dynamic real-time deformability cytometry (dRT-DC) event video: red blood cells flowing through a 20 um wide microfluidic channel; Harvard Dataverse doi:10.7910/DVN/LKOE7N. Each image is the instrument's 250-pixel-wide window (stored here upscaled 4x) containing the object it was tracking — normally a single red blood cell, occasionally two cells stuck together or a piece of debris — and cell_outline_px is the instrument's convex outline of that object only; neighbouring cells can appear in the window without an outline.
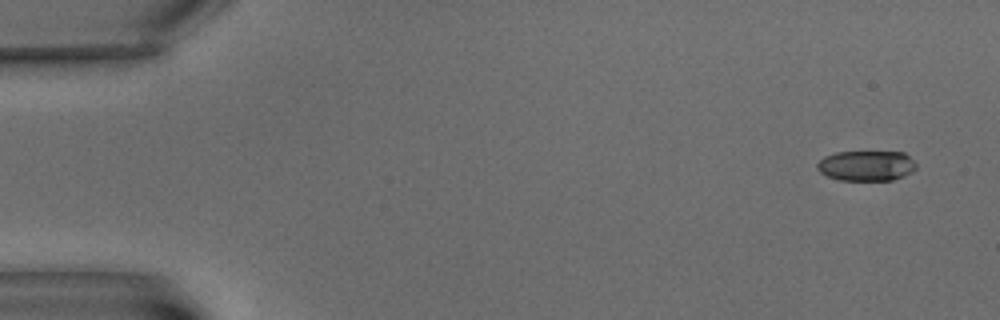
{"species": "common noctule bat (a hibernating species)", "species_latin": "Nyctalus noctula", "temperature_condition": "warm", "stored_images_in_passage": 11, "camera_frame_rate_fps": 3000, "um_per_image_px": 0.085, "animal": {"sex": "male", "body_mass_g": 15.6}, "frame": {"image": 1, "passage_image": 1, "time_ms": 0.0, "image_size_px": [1000, 320], "cell_outline_px": [[916, 168], [912, 172], [904, 176], [892, 180], [840, 180], [828, 176], [820, 172], [816, 168], [816, 164], [824, 156], [836, 152], [904, 152], [916, 164]], "centroid_in_image_um": [73.63, 14.08], "position_along_channel_um": 11.4, "area_um2": 17.46}}
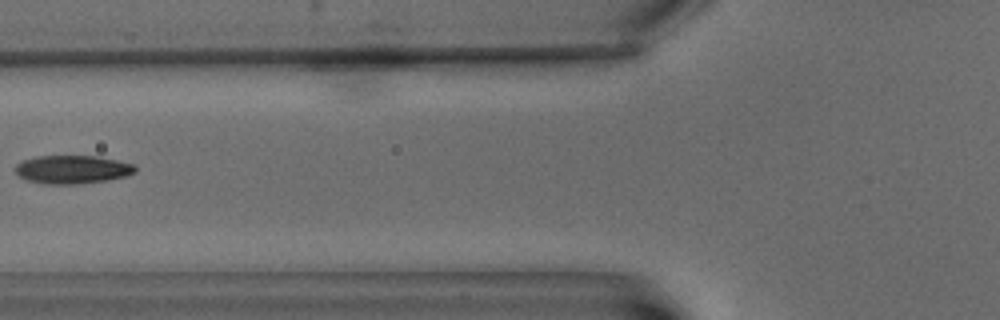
{"frame": {"image": 2, "passage_image": 7, "time_ms": 8.0, "image_size_px": [1000, 320], "cell_outline_px": [[136, 172], [124, 176], [108, 180], [76, 184], [44, 184], [28, 180], [20, 176], [16, 172], [16, 164], [24, 160], [36, 156], [96, 156], [136, 164]], "centroid_in_image_um": [6.17, 14.4], "position_along_channel_um": 119.6, "area_um2": 19.71}}
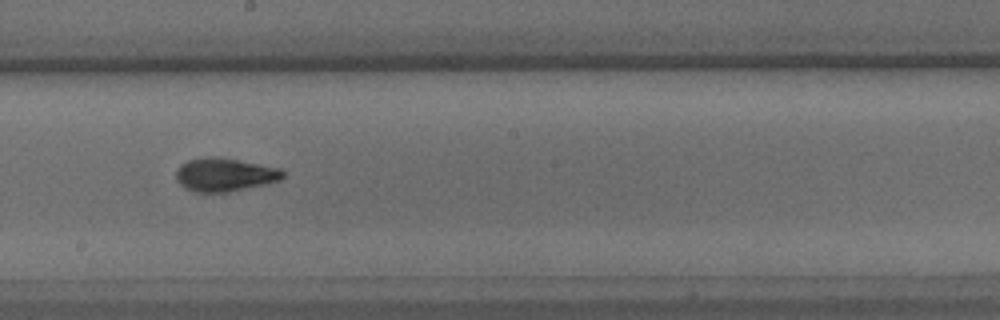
{"frame": {"image": 3, "passage_image": 10, "time_ms": 11.667, "image_size_px": [1000, 320], "cell_outline_px": [[284, 176], [280, 180], [264, 184], [228, 192], [196, 192], [184, 188], [176, 180], [176, 172], [180, 164], [188, 160], [208, 156], [212, 156], [236, 160], [280, 168], [284, 172]], "centroid_in_image_um": [19.06, 14.85], "position_along_channel_um": 229.1, "area_um2": 20.58}}